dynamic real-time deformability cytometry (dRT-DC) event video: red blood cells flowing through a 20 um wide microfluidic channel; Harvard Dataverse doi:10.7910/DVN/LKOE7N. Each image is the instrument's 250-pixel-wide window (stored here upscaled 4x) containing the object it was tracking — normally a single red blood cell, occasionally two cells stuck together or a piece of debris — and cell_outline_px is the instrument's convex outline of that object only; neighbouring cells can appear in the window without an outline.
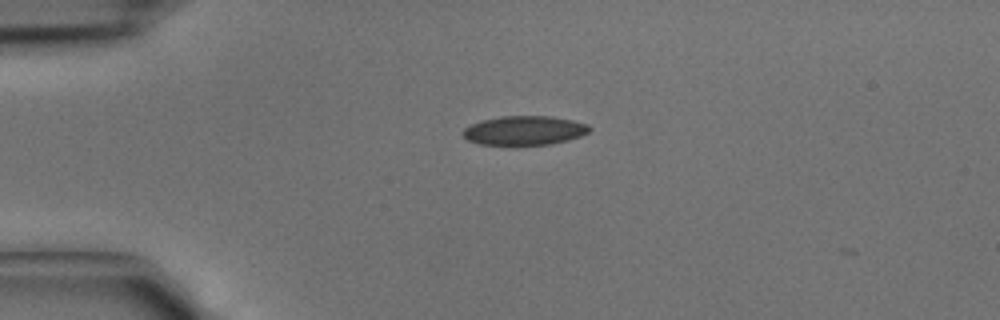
{"species": "common noctule bat (a hibernating species)", "species_latin": "Nyctalus noctula", "temperature_condition": "cold", "stored_images_in_passage": 3, "camera_frame_rate_fps": 3000, "um_per_image_px": 0.085, "animal": {"sex": "male", "body_mass_g": 15.6}, "frame": {"image": 1, "passage_image": 1, "time_ms": 0.0, "image_size_px": [1000, 320], "cell_outline_px": [[592, 128], [588, 132], [580, 136], [568, 140], [552, 144], [516, 148], [480, 144], [468, 140], [460, 132], [464, 128], [480, 120], [500, 116], [552, 116], [572, 120], [588, 124]], "centroid_in_image_um": [44.54, 11.13], "position_along_channel_um": 40.5, "area_um2": 22.48}}